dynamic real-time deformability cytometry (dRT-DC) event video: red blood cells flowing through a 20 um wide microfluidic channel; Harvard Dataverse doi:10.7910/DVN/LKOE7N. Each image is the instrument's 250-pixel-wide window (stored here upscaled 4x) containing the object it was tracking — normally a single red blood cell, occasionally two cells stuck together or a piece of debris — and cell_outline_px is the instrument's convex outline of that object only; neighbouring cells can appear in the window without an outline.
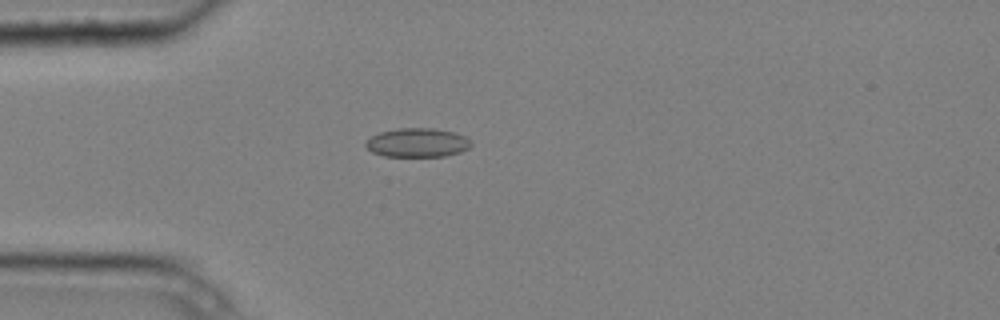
{"species": "common noctule bat (a hibernating species)", "species_latin": "Nyctalus noctula", "temperature_condition": "cold", "stored_images_in_passage": 6, "camera_frame_rate_fps": 3000, "um_per_image_px": 0.085, "animal": {"sex": "male", "body_mass_g": 20.4}, "frame": {"image": 1, "passage_image": 5, "time_ms": 1.333, "image_size_px": [1000, 320], "cell_outline_px": [[472, 144], [468, 148], [460, 152], [444, 156], [384, 156], [372, 152], [364, 144], [372, 136], [380, 132], [400, 128], [432, 128], [456, 132], [472, 140]], "centroid_in_image_um": [35.51, 12.12], "position_along_channel_um": 49.5, "area_um2": 17.74}}